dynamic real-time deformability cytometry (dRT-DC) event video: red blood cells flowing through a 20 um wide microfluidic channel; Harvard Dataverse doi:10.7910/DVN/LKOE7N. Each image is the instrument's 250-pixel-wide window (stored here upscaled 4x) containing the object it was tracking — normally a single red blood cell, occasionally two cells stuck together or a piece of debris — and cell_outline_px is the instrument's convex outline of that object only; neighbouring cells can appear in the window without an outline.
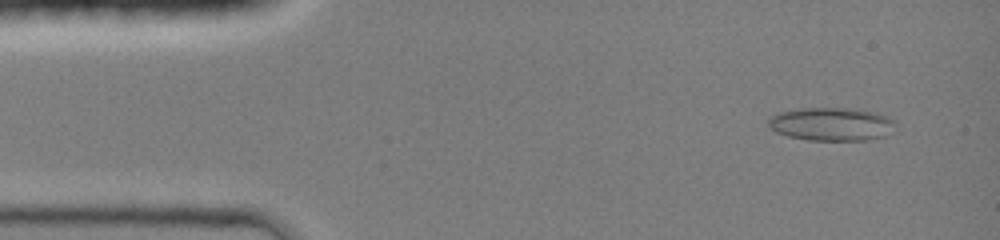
{"species": "common noctule bat (a hibernating species)", "species_latin": "Nyctalus noctula", "temperature_condition": "room temperature", "stored_images_in_passage": 76, "camera_frame_rate_fps": 3000, "um_per_image_px": 0.085, "animal": {"sex": "female", "body_mass_g": 19.0, "forearm_length_mm": 51.5}, "frame": {"image": 1, "passage_image": 3, "time_ms": 0.667, "image_size_px": [1000, 240], "cell_outline_px": [[896, 124], [888, 136], [864, 140], [808, 140], [788, 136], [776, 132], [768, 124], [768, 120], [772, 116], [780, 112], [800, 108], [848, 108], [876, 112], [888, 116], [896, 120]], "centroid_in_image_um": [70.73, 10.55], "position_along_channel_um": 14.3, "area_um2": 24.74}}
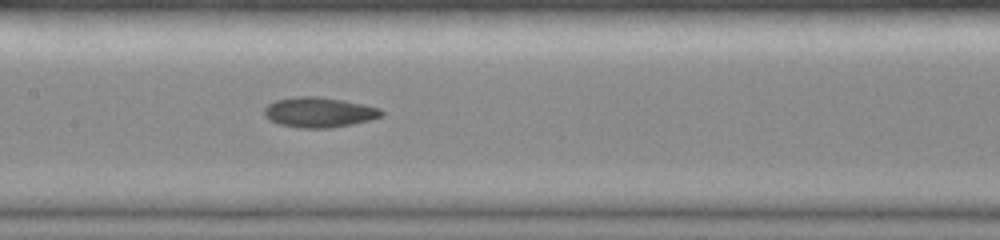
{"frame": {"image": 2, "passage_image": 34, "time_ms": 6.667, "image_size_px": [1000, 240], "cell_outline_px": [[384, 116], [352, 124], [328, 128], [300, 128], [280, 124], [268, 120], [264, 116], [264, 108], [268, 104], [276, 100], [296, 96], [316, 96], [344, 100], [364, 104], [380, 108], [384, 112]], "centroid_in_image_um": [27.12, 9.54], "position_along_channel_um": 180.3, "area_um2": 20.69}}
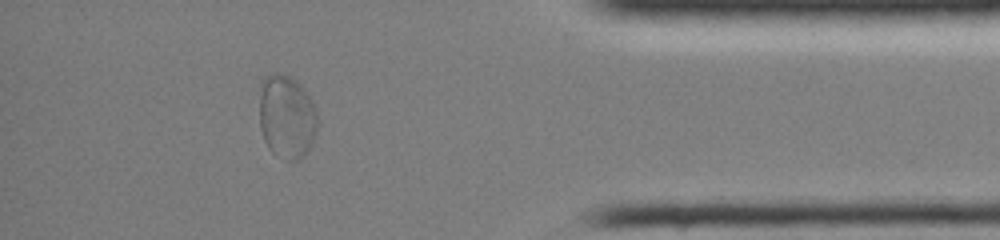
{"frame": {"image": 3, "passage_image": 66, "time_ms": 12.667, "image_size_px": [1000, 240], "cell_outline_px": [[320, 124], [312, 144], [308, 152], [300, 160], [284, 160], [276, 156], [268, 148], [264, 140], [260, 128], [260, 80], [264, 76], [272, 72], [284, 72], [296, 80], [304, 88], [312, 100], [316, 108]], "centroid_in_image_um": [24.39, 9.91], "position_along_channel_um": 410.8, "area_um2": 29.48}, "authors_computed_cell_mechanics": {"area_um2": 20.9236, "velocity_mm_per_s": 4.2326, "shape_relaxation_time_tau1_ms": 6.0094, "shape_relaxation_time_tau2_ms": 2.7673, "deformation_change_tau1": 0.1637, "deformation_change_tau2": 0.065}}